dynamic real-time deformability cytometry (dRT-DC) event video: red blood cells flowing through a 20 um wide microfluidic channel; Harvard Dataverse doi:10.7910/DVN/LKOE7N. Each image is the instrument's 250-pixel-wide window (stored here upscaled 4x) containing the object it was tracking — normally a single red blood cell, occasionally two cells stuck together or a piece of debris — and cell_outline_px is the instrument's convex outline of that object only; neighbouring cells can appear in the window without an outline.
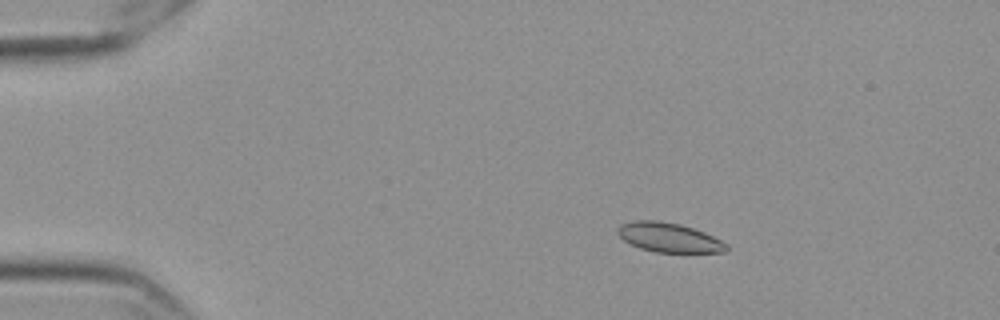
{"species": "Egyptian fruit bat (a non-hibernating species)", "species_latin": "Rousettus aegyptiacus", "temperature_condition": "cold", "stored_images_in_passage": 58, "camera_frame_rate_fps": 3000, "um_per_image_px": 0.085, "frame": {"image": 1, "passage_image": 10, "time_ms": 3.0, "image_size_px": [1000, 320], "cell_outline_px": [[728, 248], [724, 252], [656, 252], [640, 248], [624, 240], [616, 232], [616, 228], [620, 224], [636, 220], [656, 220], [680, 224], [704, 232], [728, 244]], "centroid_in_image_um": [56.83, 20.18], "position_along_channel_um": 28.2, "area_um2": 18.5}}
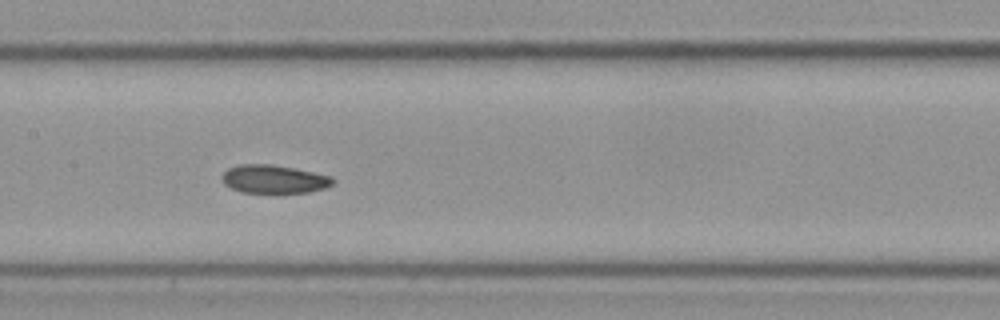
{"frame": {"image": 2, "passage_image": 29, "time_ms": 9.333, "image_size_px": [1000, 320], "cell_outline_px": [[336, 180], [332, 184], [324, 188], [308, 192], [240, 192], [224, 184], [220, 176], [228, 168], [240, 164], [268, 164], [296, 168], [332, 176]], "centroid_in_image_um": [23.28, 15.21], "position_along_channel_um": 184.1, "area_um2": 18.26}}
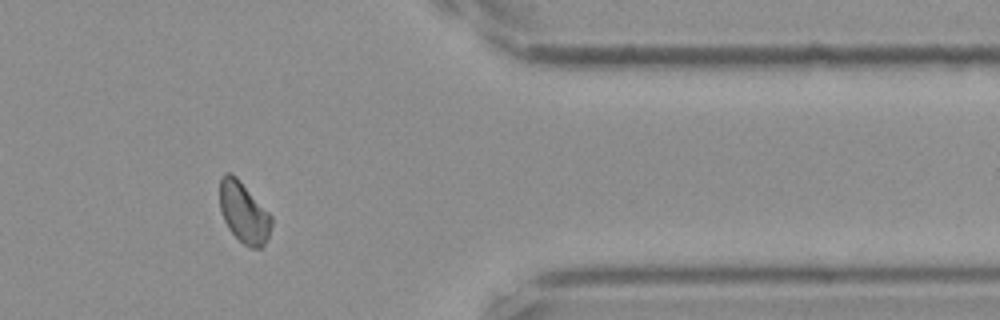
{"frame": {"image": 3, "passage_image": 48, "time_ms": 15.667, "image_size_px": [1000, 320], "cell_outline_px": [[272, 224], [268, 236], [264, 244], [260, 248], [248, 248], [228, 228], [224, 220], [220, 208], [220, 176], [224, 172], [232, 172], [236, 176], [272, 216]], "centroid_in_image_um": [20.71, 18.04], "position_along_channel_um": 390.7, "area_um2": 18.26}, "authors_computed_cell_mechanics": {"area_um2": 18.9873, "velocity_mm_per_s": 3.5406, "shape_relaxation_time_tau1_ms": null, "shape_relaxation_time_tau2_ms": 4.1852, "deformation_change_tau1": null, "deformation_change_tau2": 0.0788}}